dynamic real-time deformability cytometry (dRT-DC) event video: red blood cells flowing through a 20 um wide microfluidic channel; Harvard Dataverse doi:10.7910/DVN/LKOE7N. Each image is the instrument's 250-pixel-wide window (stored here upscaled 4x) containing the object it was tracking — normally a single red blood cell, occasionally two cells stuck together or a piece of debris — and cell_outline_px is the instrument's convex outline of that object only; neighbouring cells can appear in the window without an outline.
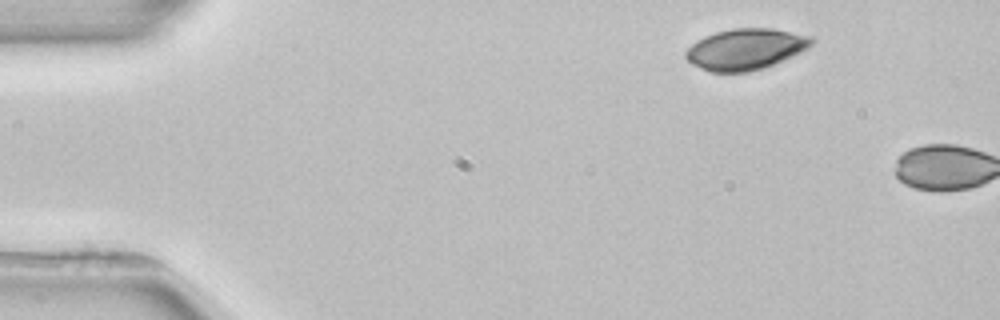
{"species": "common noctule bat (a hibernating species)", "species_latin": "Nyctalus noctula", "temperature_condition": "room temperature", "stored_images_in_passage": 2, "camera_frame_rate_fps": 3000, "um_per_image_px": 0.085, "animal": {"sex": "female", "body_mass_g": 22.7, "forearm_length_mm": 54.2}, "frame": {"image": 1, "passage_image": 1, "time_ms": 0.0, "image_size_px": [1000, 320], "cell_outline_px": [[812, 44], [808, 48], [800, 52], [764, 68], [748, 72], [708, 72], [692, 64], [684, 56], [684, 52], [696, 40], [704, 36], [716, 32], [732, 28], [772, 28], [808, 36], [812, 40]], "centroid_in_image_um": [63.31, 4.18], "position_along_channel_um": 21.7, "area_um2": 29.94}}